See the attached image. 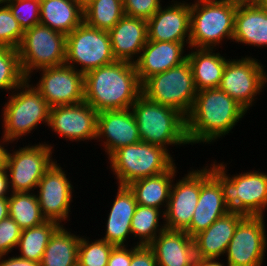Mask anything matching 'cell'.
I'll return each instance as SVG.
<instances>
[{
	"instance_id": "obj_1",
	"label": "cell",
	"mask_w": 267,
	"mask_h": 266,
	"mask_svg": "<svg viewBox=\"0 0 267 266\" xmlns=\"http://www.w3.org/2000/svg\"><path fill=\"white\" fill-rule=\"evenodd\" d=\"M142 95L134 63L116 60L84 75V101L97 112L131 109Z\"/></svg>"
},
{
	"instance_id": "obj_2",
	"label": "cell",
	"mask_w": 267,
	"mask_h": 266,
	"mask_svg": "<svg viewBox=\"0 0 267 266\" xmlns=\"http://www.w3.org/2000/svg\"><path fill=\"white\" fill-rule=\"evenodd\" d=\"M247 110L219 88L197 92L190 114L186 117L189 144H210L225 137Z\"/></svg>"
},
{
	"instance_id": "obj_3",
	"label": "cell",
	"mask_w": 267,
	"mask_h": 266,
	"mask_svg": "<svg viewBox=\"0 0 267 266\" xmlns=\"http://www.w3.org/2000/svg\"><path fill=\"white\" fill-rule=\"evenodd\" d=\"M216 160L211 164V175L220 183L225 205L230 211L246 216H264L267 207V173L250 170L230 177L227 164Z\"/></svg>"
},
{
	"instance_id": "obj_4",
	"label": "cell",
	"mask_w": 267,
	"mask_h": 266,
	"mask_svg": "<svg viewBox=\"0 0 267 266\" xmlns=\"http://www.w3.org/2000/svg\"><path fill=\"white\" fill-rule=\"evenodd\" d=\"M142 142L162 146L189 145L186 117L178 110L141 95L131 106Z\"/></svg>"
},
{
	"instance_id": "obj_5",
	"label": "cell",
	"mask_w": 267,
	"mask_h": 266,
	"mask_svg": "<svg viewBox=\"0 0 267 266\" xmlns=\"http://www.w3.org/2000/svg\"><path fill=\"white\" fill-rule=\"evenodd\" d=\"M30 81L26 79L10 92L9 100L4 104L1 123L7 143L18 142L19 138L37 129L42 122L48 126L51 106Z\"/></svg>"
},
{
	"instance_id": "obj_6",
	"label": "cell",
	"mask_w": 267,
	"mask_h": 266,
	"mask_svg": "<svg viewBox=\"0 0 267 266\" xmlns=\"http://www.w3.org/2000/svg\"><path fill=\"white\" fill-rule=\"evenodd\" d=\"M237 4L225 0H195L190 3V47L214 49L224 39L233 40Z\"/></svg>"
},
{
	"instance_id": "obj_7",
	"label": "cell",
	"mask_w": 267,
	"mask_h": 266,
	"mask_svg": "<svg viewBox=\"0 0 267 266\" xmlns=\"http://www.w3.org/2000/svg\"><path fill=\"white\" fill-rule=\"evenodd\" d=\"M108 160L109 168L120 186H127L140 178L159 175L175 164L169 150L142 141L117 149Z\"/></svg>"
},
{
	"instance_id": "obj_8",
	"label": "cell",
	"mask_w": 267,
	"mask_h": 266,
	"mask_svg": "<svg viewBox=\"0 0 267 266\" xmlns=\"http://www.w3.org/2000/svg\"><path fill=\"white\" fill-rule=\"evenodd\" d=\"M193 73L186 60L179 66L149 77L142 84L148 100L178 110L187 117L197 95Z\"/></svg>"
},
{
	"instance_id": "obj_9",
	"label": "cell",
	"mask_w": 267,
	"mask_h": 266,
	"mask_svg": "<svg viewBox=\"0 0 267 266\" xmlns=\"http://www.w3.org/2000/svg\"><path fill=\"white\" fill-rule=\"evenodd\" d=\"M17 50L22 72L30 79L34 70L65 64L66 35L38 24L24 31Z\"/></svg>"
},
{
	"instance_id": "obj_10",
	"label": "cell",
	"mask_w": 267,
	"mask_h": 266,
	"mask_svg": "<svg viewBox=\"0 0 267 266\" xmlns=\"http://www.w3.org/2000/svg\"><path fill=\"white\" fill-rule=\"evenodd\" d=\"M114 61L108 31L90 27L83 21L66 36L65 64L82 74Z\"/></svg>"
},
{
	"instance_id": "obj_11",
	"label": "cell",
	"mask_w": 267,
	"mask_h": 266,
	"mask_svg": "<svg viewBox=\"0 0 267 266\" xmlns=\"http://www.w3.org/2000/svg\"><path fill=\"white\" fill-rule=\"evenodd\" d=\"M53 148L51 144L44 142L26 145L12 153L6 150L4 166L11 192L36 190L44 173L56 161L52 159Z\"/></svg>"
},
{
	"instance_id": "obj_12",
	"label": "cell",
	"mask_w": 267,
	"mask_h": 266,
	"mask_svg": "<svg viewBox=\"0 0 267 266\" xmlns=\"http://www.w3.org/2000/svg\"><path fill=\"white\" fill-rule=\"evenodd\" d=\"M257 60L251 56L229 59L218 86L246 110L256 103L254 101L257 99V95H260L267 83L265 66Z\"/></svg>"
},
{
	"instance_id": "obj_13",
	"label": "cell",
	"mask_w": 267,
	"mask_h": 266,
	"mask_svg": "<svg viewBox=\"0 0 267 266\" xmlns=\"http://www.w3.org/2000/svg\"><path fill=\"white\" fill-rule=\"evenodd\" d=\"M265 216H246L227 247V266H262L267 248Z\"/></svg>"
},
{
	"instance_id": "obj_14",
	"label": "cell",
	"mask_w": 267,
	"mask_h": 266,
	"mask_svg": "<svg viewBox=\"0 0 267 266\" xmlns=\"http://www.w3.org/2000/svg\"><path fill=\"white\" fill-rule=\"evenodd\" d=\"M36 71H42V76L34 87L51 107L84 101V74L81 72L67 64Z\"/></svg>"
},
{
	"instance_id": "obj_15",
	"label": "cell",
	"mask_w": 267,
	"mask_h": 266,
	"mask_svg": "<svg viewBox=\"0 0 267 266\" xmlns=\"http://www.w3.org/2000/svg\"><path fill=\"white\" fill-rule=\"evenodd\" d=\"M55 161L44 173L37 186V198L43 217L59 225L67 221L72 202L73 185L66 177L67 173ZM39 189V191H38Z\"/></svg>"
},
{
	"instance_id": "obj_16",
	"label": "cell",
	"mask_w": 267,
	"mask_h": 266,
	"mask_svg": "<svg viewBox=\"0 0 267 266\" xmlns=\"http://www.w3.org/2000/svg\"><path fill=\"white\" fill-rule=\"evenodd\" d=\"M98 112L83 101L51 107L48 127L69 141L96 140Z\"/></svg>"
},
{
	"instance_id": "obj_17",
	"label": "cell",
	"mask_w": 267,
	"mask_h": 266,
	"mask_svg": "<svg viewBox=\"0 0 267 266\" xmlns=\"http://www.w3.org/2000/svg\"><path fill=\"white\" fill-rule=\"evenodd\" d=\"M201 188V169H192L176 183L173 180L164 222L166 230L186 231L190 227Z\"/></svg>"
},
{
	"instance_id": "obj_18",
	"label": "cell",
	"mask_w": 267,
	"mask_h": 266,
	"mask_svg": "<svg viewBox=\"0 0 267 266\" xmlns=\"http://www.w3.org/2000/svg\"><path fill=\"white\" fill-rule=\"evenodd\" d=\"M172 2L165 8L161 6L147 20L148 40L182 42L185 46L188 44L187 48H190V2L186 3L184 0L180 2L172 0Z\"/></svg>"
},
{
	"instance_id": "obj_19",
	"label": "cell",
	"mask_w": 267,
	"mask_h": 266,
	"mask_svg": "<svg viewBox=\"0 0 267 266\" xmlns=\"http://www.w3.org/2000/svg\"><path fill=\"white\" fill-rule=\"evenodd\" d=\"M102 138V139H101ZM103 141L108 157L117 149L141 141L137 121L131 109L98 112L96 140Z\"/></svg>"
},
{
	"instance_id": "obj_20",
	"label": "cell",
	"mask_w": 267,
	"mask_h": 266,
	"mask_svg": "<svg viewBox=\"0 0 267 266\" xmlns=\"http://www.w3.org/2000/svg\"><path fill=\"white\" fill-rule=\"evenodd\" d=\"M229 211L223 199L220 183L205 166L201 169V188L198 202L190 227L185 232L193 238Z\"/></svg>"
},
{
	"instance_id": "obj_21",
	"label": "cell",
	"mask_w": 267,
	"mask_h": 266,
	"mask_svg": "<svg viewBox=\"0 0 267 266\" xmlns=\"http://www.w3.org/2000/svg\"><path fill=\"white\" fill-rule=\"evenodd\" d=\"M184 48L185 45L182 42L148 40L138 59L134 62L141 84L149 77L185 62L187 54H184Z\"/></svg>"
},
{
	"instance_id": "obj_22",
	"label": "cell",
	"mask_w": 267,
	"mask_h": 266,
	"mask_svg": "<svg viewBox=\"0 0 267 266\" xmlns=\"http://www.w3.org/2000/svg\"><path fill=\"white\" fill-rule=\"evenodd\" d=\"M108 33L115 59L134 63L148 41L147 20L124 15Z\"/></svg>"
},
{
	"instance_id": "obj_23",
	"label": "cell",
	"mask_w": 267,
	"mask_h": 266,
	"mask_svg": "<svg viewBox=\"0 0 267 266\" xmlns=\"http://www.w3.org/2000/svg\"><path fill=\"white\" fill-rule=\"evenodd\" d=\"M246 215L229 211L215 220L206 230L193 237L196 258H218L225 256L227 247L238 224Z\"/></svg>"
},
{
	"instance_id": "obj_24",
	"label": "cell",
	"mask_w": 267,
	"mask_h": 266,
	"mask_svg": "<svg viewBox=\"0 0 267 266\" xmlns=\"http://www.w3.org/2000/svg\"><path fill=\"white\" fill-rule=\"evenodd\" d=\"M149 246L155 253L157 266H194V241L185 231L164 230Z\"/></svg>"
},
{
	"instance_id": "obj_25",
	"label": "cell",
	"mask_w": 267,
	"mask_h": 266,
	"mask_svg": "<svg viewBox=\"0 0 267 266\" xmlns=\"http://www.w3.org/2000/svg\"><path fill=\"white\" fill-rule=\"evenodd\" d=\"M118 186L117 195L108 214L104 241L114 246H125L131 233V220L137 208L134 193L128 186Z\"/></svg>"
},
{
	"instance_id": "obj_26",
	"label": "cell",
	"mask_w": 267,
	"mask_h": 266,
	"mask_svg": "<svg viewBox=\"0 0 267 266\" xmlns=\"http://www.w3.org/2000/svg\"><path fill=\"white\" fill-rule=\"evenodd\" d=\"M232 41L258 48L267 47V11L259 2L237 5Z\"/></svg>"
},
{
	"instance_id": "obj_27",
	"label": "cell",
	"mask_w": 267,
	"mask_h": 266,
	"mask_svg": "<svg viewBox=\"0 0 267 266\" xmlns=\"http://www.w3.org/2000/svg\"><path fill=\"white\" fill-rule=\"evenodd\" d=\"M84 21L83 7L77 0H40V24L65 34Z\"/></svg>"
},
{
	"instance_id": "obj_28",
	"label": "cell",
	"mask_w": 267,
	"mask_h": 266,
	"mask_svg": "<svg viewBox=\"0 0 267 266\" xmlns=\"http://www.w3.org/2000/svg\"><path fill=\"white\" fill-rule=\"evenodd\" d=\"M175 165L164 173L140 178L127 185L134 193L137 204L158 209L164 206L163 210L166 211L173 180L178 172Z\"/></svg>"
},
{
	"instance_id": "obj_29",
	"label": "cell",
	"mask_w": 267,
	"mask_h": 266,
	"mask_svg": "<svg viewBox=\"0 0 267 266\" xmlns=\"http://www.w3.org/2000/svg\"><path fill=\"white\" fill-rule=\"evenodd\" d=\"M187 54L197 91L218 88L228 61L214 49H193ZM196 50V51H192Z\"/></svg>"
},
{
	"instance_id": "obj_30",
	"label": "cell",
	"mask_w": 267,
	"mask_h": 266,
	"mask_svg": "<svg viewBox=\"0 0 267 266\" xmlns=\"http://www.w3.org/2000/svg\"><path fill=\"white\" fill-rule=\"evenodd\" d=\"M60 225L50 236L40 266H78V248L81 236Z\"/></svg>"
},
{
	"instance_id": "obj_31",
	"label": "cell",
	"mask_w": 267,
	"mask_h": 266,
	"mask_svg": "<svg viewBox=\"0 0 267 266\" xmlns=\"http://www.w3.org/2000/svg\"><path fill=\"white\" fill-rule=\"evenodd\" d=\"M9 216L22 230L36 227L47 220L43 217L36 193L11 192L8 197Z\"/></svg>"
},
{
	"instance_id": "obj_32",
	"label": "cell",
	"mask_w": 267,
	"mask_h": 266,
	"mask_svg": "<svg viewBox=\"0 0 267 266\" xmlns=\"http://www.w3.org/2000/svg\"><path fill=\"white\" fill-rule=\"evenodd\" d=\"M164 215L162 209L137 204L131 220V233L133 237L139 239L137 245L149 246L161 232L166 230L165 222L163 225L159 224L160 219L164 221Z\"/></svg>"
},
{
	"instance_id": "obj_33",
	"label": "cell",
	"mask_w": 267,
	"mask_h": 266,
	"mask_svg": "<svg viewBox=\"0 0 267 266\" xmlns=\"http://www.w3.org/2000/svg\"><path fill=\"white\" fill-rule=\"evenodd\" d=\"M59 226L57 222L46 221L39 226L22 230L17 245L21 254L18 256L40 263L50 236Z\"/></svg>"
},
{
	"instance_id": "obj_34",
	"label": "cell",
	"mask_w": 267,
	"mask_h": 266,
	"mask_svg": "<svg viewBox=\"0 0 267 266\" xmlns=\"http://www.w3.org/2000/svg\"><path fill=\"white\" fill-rule=\"evenodd\" d=\"M123 16L122 0H92L83 8L84 22L99 30H111Z\"/></svg>"
},
{
	"instance_id": "obj_35",
	"label": "cell",
	"mask_w": 267,
	"mask_h": 266,
	"mask_svg": "<svg viewBox=\"0 0 267 266\" xmlns=\"http://www.w3.org/2000/svg\"><path fill=\"white\" fill-rule=\"evenodd\" d=\"M26 79L21 69L18 50L0 46V90L12 92Z\"/></svg>"
},
{
	"instance_id": "obj_36",
	"label": "cell",
	"mask_w": 267,
	"mask_h": 266,
	"mask_svg": "<svg viewBox=\"0 0 267 266\" xmlns=\"http://www.w3.org/2000/svg\"><path fill=\"white\" fill-rule=\"evenodd\" d=\"M88 239V240H87ZM81 236L78 248V266H107L114 245L103 239L89 241ZM91 242V243H90Z\"/></svg>"
},
{
	"instance_id": "obj_37",
	"label": "cell",
	"mask_w": 267,
	"mask_h": 266,
	"mask_svg": "<svg viewBox=\"0 0 267 266\" xmlns=\"http://www.w3.org/2000/svg\"><path fill=\"white\" fill-rule=\"evenodd\" d=\"M23 35L24 30L12 15L9 7L0 2V46L18 49Z\"/></svg>"
},
{
	"instance_id": "obj_38",
	"label": "cell",
	"mask_w": 267,
	"mask_h": 266,
	"mask_svg": "<svg viewBox=\"0 0 267 266\" xmlns=\"http://www.w3.org/2000/svg\"><path fill=\"white\" fill-rule=\"evenodd\" d=\"M3 3L24 31L40 24V0H6Z\"/></svg>"
},
{
	"instance_id": "obj_39",
	"label": "cell",
	"mask_w": 267,
	"mask_h": 266,
	"mask_svg": "<svg viewBox=\"0 0 267 266\" xmlns=\"http://www.w3.org/2000/svg\"><path fill=\"white\" fill-rule=\"evenodd\" d=\"M21 233V227L10 216L0 221V256L17 248Z\"/></svg>"
},
{
	"instance_id": "obj_40",
	"label": "cell",
	"mask_w": 267,
	"mask_h": 266,
	"mask_svg": "<svg viewBox=\"0 0 267 266\" xmlns=\"http://www.w3.org/2000/svg\"><path fill=\"white\" fill-rule=\"evenodd\" d=\"M124 15L149 20L161 7V0H122Z\"/></svg>"
},
{
	"instance_id": "obj_41",
	"label": "cell",
	"mask_w": 267,
	"mask_h": 266,
	"mask_svg": "<svg viewBox=\"0 0 267 266\" xmlns=\"http://www.w3.org/2000/svg\"><path fill=\"white\" fill-rule=\"evenodd\" d=\"M130 266H157L156 256L150 246L137 245L131 247Z\"/></svg>"
},
{
	"instance_id": "obj_42",
	"label": "cell",
	"mask_w": 267,
	"mask_h": 266,
	"mask_svg": "<svg viewBox=\"0 0 267 266\" xmlns=\"http://www.w3.org/2000/svg\"><path fill=\"white\" fill-rule=\"evenodd\" d=\"M128 246H114L109 258L107 266H130L131 264V248Z\"/></svg>"
},
{
	"instance_id": "obj_43",
	"label": "cell",
	"mask_w": 267,
	"mask_h": 266,
	"mask_svg": "<svg viewBox=\"0 0 267 266\" xmlns=\"http://www.w3.org/2000/svg\"><path fill=\"white\" fill-rule=\"evenodd\" d=\"M3 258V259H2ZM0 266H40L39 262L20 258L19 256H12L7 259L4 255L0 256Z\"/></svg>"
},
{
	"instance_id": "obj_44",
	"label": "cell",
	"mask_w": 267,
	"mask_h": 266,
	"mask_svg": "<svg viewBox=\"0 0 267 266\" xmlns=\"http://www.w3.org/2000/svg\"><path fill=\"white\" fill-rule=\"evenodd\" d=\"M8 174L5 166L0 168V198L9 197L11 194ZM10 192V193H8Z\"/></svg>"
},
{
	"instance_id": "obj_45",
	"label": "cell",
	"mask_w": 267,
	"mask_h": 266,
	"mask_svg": "<svg viewBox=\"0 0 267 266\" xmlns=\"http://www.w3.org/2000/svg\"><path fill=\"white\" fill-rule=\"evenodd\" d=\"M219 260L220 258H196L194 266H226Z\"/></svg>"
},
{
	"instance_id": "obj_46",
	"label": "cell",
	"mask_w": 267,
	"mask_h": 266,
	"mask_svg": "<svg viewBox=\"0 0 267 266\" xmlns=\"http://www.w3.org/2000/svg\"><path fill=\"white\" fill-rule=\"evenodd\" d=\"M9 216L8 197L0 198V221Z\"/></svg>"
},
{
	"instance_id": "obj_47",
	"label": "cell",
	"mask_w": 267,
	"mask_h": 266,
	"mask_svg": "<svg viewBox=\"0 0 267 266\" xmlns=\"http://www.w3.org/2000/svg\"><path fill=\"white\" fill-rule=\"evenodd\" d=\"M2 139H0V168L4 166V162H5V154H6V143L7 140L2 136ZM3 144V145H2Z\"/></svg>"
},
{
	"instance_id": "obj_48",
	"label": "cell",
	"mask_w": 267,
	"mask_h": 266,
	"mask_svg": "<svg viewBox=\"0 0 267 266\" xmlns=\"http://www.w3.org/2000/svg\"><path fill=\"white\" fill-rule=\"evenodd\" d=\"M227 2H230V3H234V4H254L256 2H258V0H225Z\"/></svg>"
},
{
	"instance_id": "obj_49",
	"label": "cell",
	"mask_w": 267,
	"mask_h": 266,
	"mask_svg": "<svg viewBox=\"0 0 267 266\" xmlns=\"http://www.w3.org/2000/svg\"><path fill=\"white\" fill-rule=\"evenodd\" d=\"M80 5L84 8L88 3H90L92 0H77Z\"/></svg>"
},
{
	"instance_id": "obj_50",
	"label": "cell",
	"mask_w": 267,
	"mask_h": 266,
	"mask_svg": "<svg viewBox=\"0 0 267 266\" xmlns=\"http://www.w3.org/2000/svg\"><path fill=\"white\" fill-rule=\"evenodd\" d=\"M258 2L267 11V0H258Z\"/></svg>"
}]
</instances>
